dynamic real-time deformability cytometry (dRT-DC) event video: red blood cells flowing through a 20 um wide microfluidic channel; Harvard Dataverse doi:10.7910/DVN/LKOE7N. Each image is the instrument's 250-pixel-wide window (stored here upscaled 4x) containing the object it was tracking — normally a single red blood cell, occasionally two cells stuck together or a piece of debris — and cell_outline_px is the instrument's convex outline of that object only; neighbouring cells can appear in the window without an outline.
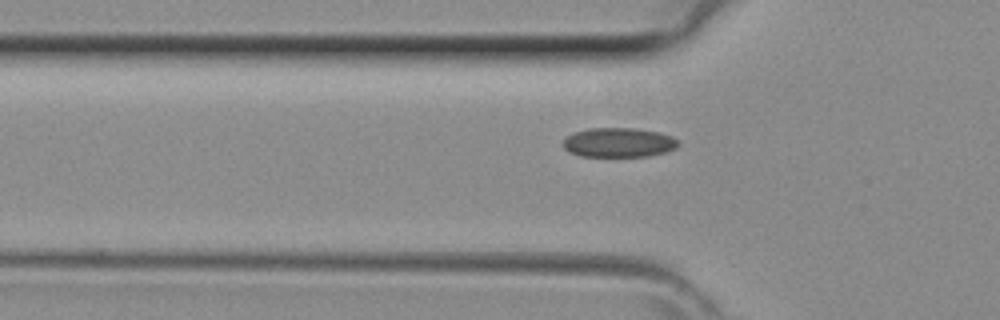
{"species": "common noctule bat (a hibernating species)", "species_latin": "Nyctalus noctula", "temperature_condition": "room temperature", "stored_images_in_passage": 32, "camera_frame_rate_fps": 3000, "um_per_image_px": 0.085, "animal": {"sex": "female", "body_mass_g": 29.2, "forearm_length_mm": 56.3}, "frame": {"image": 1, "passage_image": 4, "time_ms": 1.0, "image_size_px": [1000, 320], "cell_outline_px": [[680, 144], [676, 148], [664, 152], [648, 156], [580, 156], [568, 152], [564, 148], [564, 140], [572, 132], [588, 128], [636, 128], [660, 132], [672, 136]], "centroid_in_image_um": [52.58, 12.1], "position_along_channel_um": 73.2, "area_um2": 19.83}}
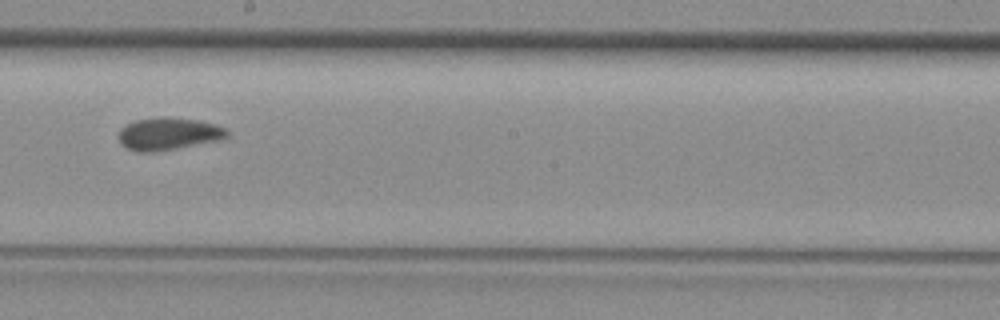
{"frame": {"image": 2, "passage_image": 14, "time_ms": 4.333, "image_size_px": [1000, 320], "cell_outline_px": [[232, 136], [220, 140], [176, 148], [152, 152], [136, 152], [120, 144], [116, 136], [120, 128], [124, 124], [136, 120], [164, 116], [200, 120], [216, 124], [228, 128]], "centroid_in_image_um": [14.33, 11.36], "position_along_channel_um": 233.9, "area_um2": 21.04}}
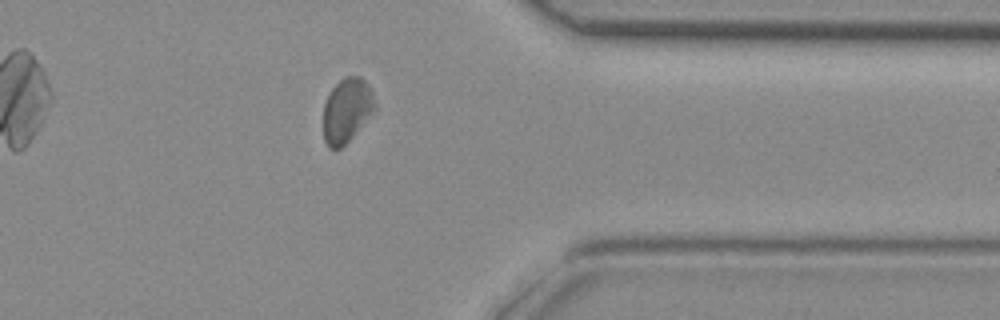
{"frame": {"image": 3, "passage_image": 24, "time_ms": 7.667, "image_size_px": [1000, 320], "cell_outline_px": [[376, 108], [352, 136], [340, 148], [328, 148], [324, 140], [324, 104], [332, 88], [344, 76], [360, 76], [372, 88], [376, 104]], "centroid_in_image_um": [29.49, 9.34], "position_along_channel_um": 381.9, "area_um2": 19.13}}